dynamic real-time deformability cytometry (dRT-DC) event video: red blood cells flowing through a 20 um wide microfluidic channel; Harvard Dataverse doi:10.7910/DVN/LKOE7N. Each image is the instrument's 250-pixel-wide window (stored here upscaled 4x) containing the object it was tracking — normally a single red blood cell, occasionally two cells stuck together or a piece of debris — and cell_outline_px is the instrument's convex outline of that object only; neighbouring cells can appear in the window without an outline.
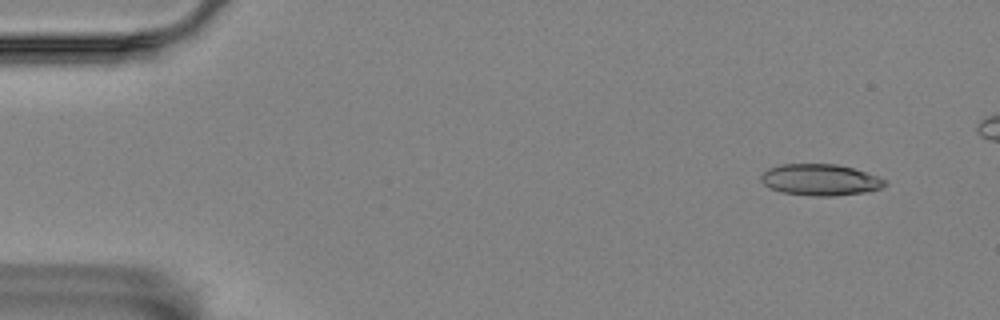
{"species": "Egyptian fruit bat (a non-hibernating species)", "species_latin": "Rousettus aegyptiacus", "temperature_condition": "room temperature", "stored_images_in_passage": 46, "camera_frame_rate_fps": 3000, "um_per_image_px": 0.085, "animal": {"sex": "female"}, "frame": {"image": 1, "passage_image": 5, "time_ms": 1.333, "image_size_px": [1000, 320], "cell_outline_px": [[888, 184], [880, 188], [864, 192], [836, 196], [812, 196], [780, 192], [764, 184], [760, 180], [760, 176], [768, 168], [780, 164], [836, 164], [852, 168], [888, 180]], "centroid_in_image_um": [69.71, 15.28], "position_along_channel_um": 15.3, "area_um2": 22.66}}
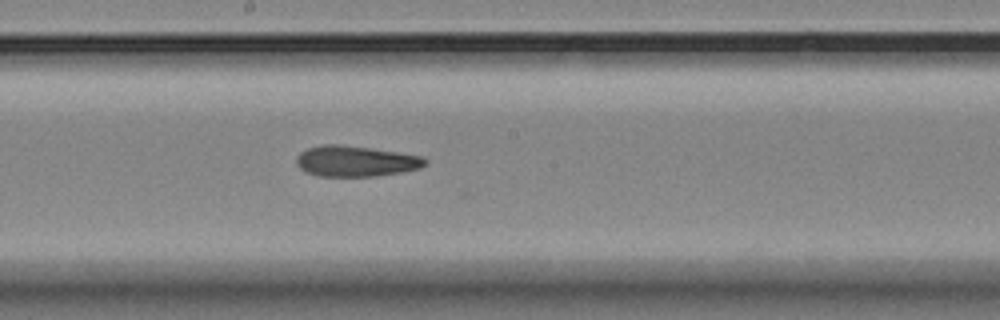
{"frame": {"image": 2, "passage_image": 31, "time_ms": 10.0, "image_size_px": [1000, 320], "cell_outline_px": [[428, 164], [420, 168], [400, 172], [376, 176], [320, 176], [308, 172], [300, 168], [296, 164], [296, 156], [300, 152], [308, 148], [324, 144], [340, 144], [424, 156], [428, 160]], "centroid_in_image_um": [30.25, 13.69], "position_along_channel_um": 218.0, "area_um2": 23.0}}
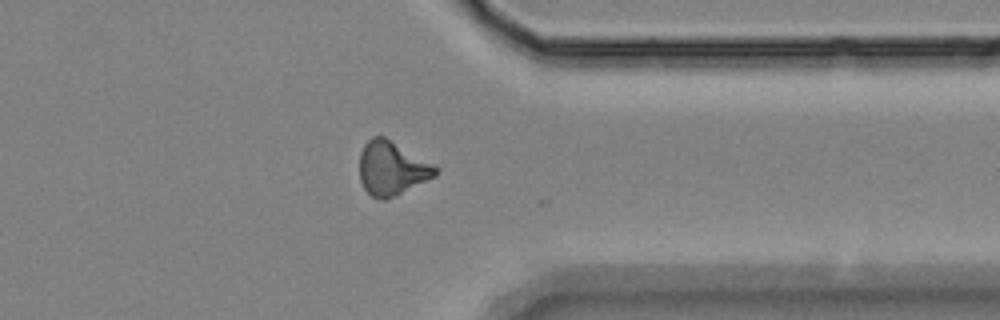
{"frame": {"image": 3, "passage_image": 45, "time_ms": 14.667, "image_size_px": [1000, 320], "cell_outline_px": [[440, 168], [436, 176], [396, 196], [384, 200], [380, 200], [372, 196], [364, 188], [360, 180], [360, 152], [364, 144], [372, 136], [384, 136], [436, 164]], "centroid_in_image_um": [33.34, 14.3], "position_along_channel_um": 378.1, "area_um2": 24.22}, "authors_computed_cell_mechanics": {"area_um2": 22.9755, "velocity_mm_per_s": 3.5358, "shape_relaxation_time_tau1_ms": null, "shape_relaxation_time_tau2_ms": 4.2691, "deformation_change_tau1": null, "deformation_change_tau2": 0.1384}}